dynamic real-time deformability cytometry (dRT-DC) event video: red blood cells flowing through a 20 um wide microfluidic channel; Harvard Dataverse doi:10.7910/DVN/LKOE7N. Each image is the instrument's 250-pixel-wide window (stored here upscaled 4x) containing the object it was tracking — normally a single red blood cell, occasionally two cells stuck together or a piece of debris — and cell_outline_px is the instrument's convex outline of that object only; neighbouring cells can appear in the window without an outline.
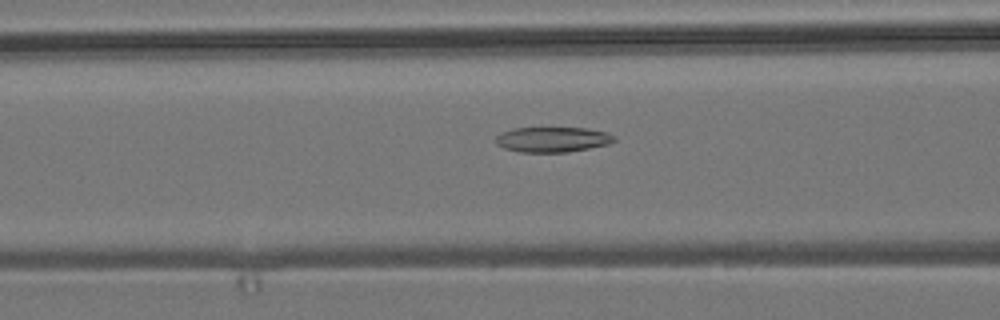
{"species": "common noctule bat (a hibernating species)", "species_latin": "Nyctalus noctula", "temperature_condition": "room temperature", "stored_images_in_passage": 44, "camera_frame_rate_fps": 3000, "um_per_image_px": 0.085, "animal": {"sex": "male", "body_mass_g": 19.2, "forearm_length_mm": 51.8}, "frame": {"image": 1, "passage_image": 12, "time_ms": 3.667, "image_size_px": [1000, 320], "cell_outline_px": [[616, 140], [608, 144], [568, 152], [520, 152], [504, 148], [496, 144], [496, 136], [500, 132], [512, 128], [588, 128], [608, 132], [616, 136]], "centroid_in_image_um": [46.97, 11.85], "position_along_channel_um": 119.6, "area_um2": 17.51}}
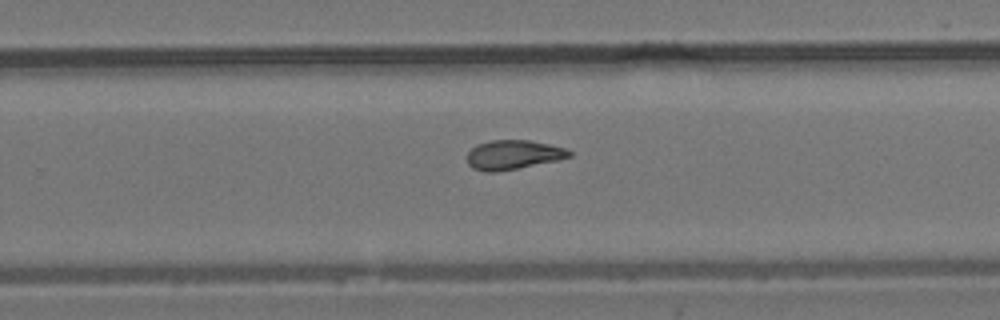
{"frame": {"image": 2, "passage_image": 25, "time_ms": 8.0, "image_size_px": [1000, 320], "cell_outline_px": [[572, 156], [556, 160], [496, 172], [484, 172], [472, 168], [468, 164], [468, 152], [476, 144], [492, 140], [528, 140], [548, 144], [564, 148], [572, 152]], "centroid_in_image_um": [43.58, 13.15], "position_along_channel_um": 286.2, "area_um2": 17.22}}
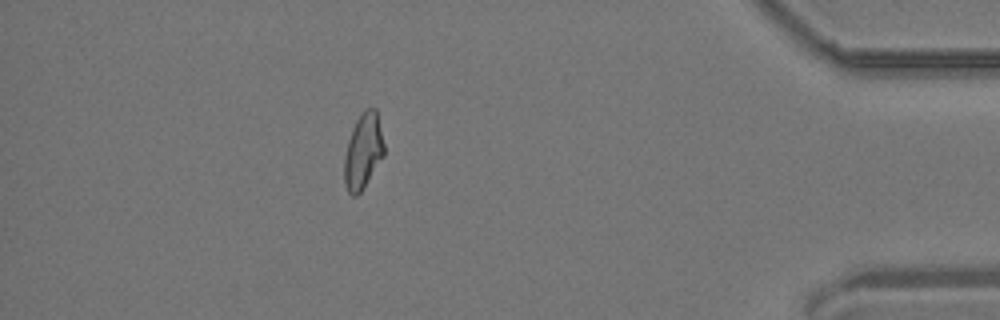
{"frame": {"image": 3, "passage_image": 38, "time_ms": 12.333, "image_size_px": [1000, 320], "cell_outline_px": [[384, 156], [360, 192], [356, 196], [352, 196], [348, 192], [344, 184], [344, 156], [348, 140], [352, 128], [356, 120], [368, 108], [376, 108], [384, 144]], "centroid_in_image_um": [30.86, 12.87], "position_along_channel_um": 404.3, "area_um2": 17.34}, "authors_computed_cell_mechanics": {"area_um2": 17.7157, "velocity_mm_per_s": 3.8501, "shape_relaxation_time_tau1_ms": null, "shape_relaxation_time_tau2_ms": 3.944, "deformation_change_tau1": null, "deformation_change_tau2": 0.1168}}